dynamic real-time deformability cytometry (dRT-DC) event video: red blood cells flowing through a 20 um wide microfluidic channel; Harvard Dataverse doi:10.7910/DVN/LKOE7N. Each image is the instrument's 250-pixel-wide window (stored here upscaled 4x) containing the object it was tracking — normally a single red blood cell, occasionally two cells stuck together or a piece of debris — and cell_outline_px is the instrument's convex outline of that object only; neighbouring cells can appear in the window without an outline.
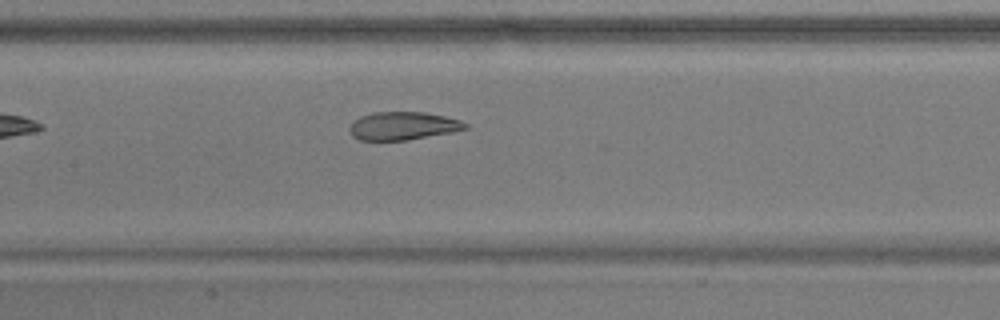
{"species": "common noctule bat (a hibernating species)", "species_latin": "Nyctalus noctula", "temperature_condition": "warm", "stored_images_in_passage": 25, "camera_frame_rate_fps": 3000, "um_per_image_px": 0.085, "animal": {"sex": "male", "body_mass_g": 17.9}, "frame": {"image": 1, "passage_image": 11, "time_ms": 3.333, "image_size_px": [1000, 320], "cell_outline_px": [[468, 128], [452, 132], [408, 140], [360, 140], [352, 136], [348, 128], [352, 120], [360, 116], [372, 112], [424, 112], [444, 116], [460, 120], [468, 124]], "centroid_in_image_um": [34.21, 10.69], "position_along_channel_um": 173.2, "area_um2": 19.07}}